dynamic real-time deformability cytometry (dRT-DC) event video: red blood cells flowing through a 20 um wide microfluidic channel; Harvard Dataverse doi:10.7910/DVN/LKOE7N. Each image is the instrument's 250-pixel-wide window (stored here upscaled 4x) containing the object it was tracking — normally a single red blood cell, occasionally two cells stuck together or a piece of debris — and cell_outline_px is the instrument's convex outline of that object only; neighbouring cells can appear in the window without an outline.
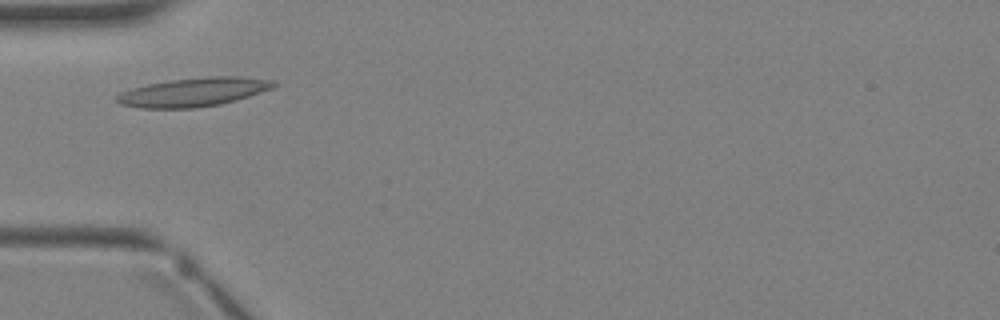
{"species": "Egyptian fruit bat (a non-hibernating species)", "species_latin": "Rousettus aegyptiacus", "temperature_condition": "warm", "stored_images_in_passage": 2, "camera_frame_rate_fps": 3000, "um_per_image_px": 0.085, "animal": {"sex": "female"}, "frame": {"image": 1, "passage_image": 2, "time_ms": 1.0, "image_size_px": [1000, 320], "cell_outline_px": [[280, 84], [272, 88], [236, 100], [220, 104], [192, 108], [140, 108], [120, 104], [116, 100], [116, 96], [120, 92], [132, 88], [148, 84], [172, 80], [208, 76], [244, 76], [272, 80]], "centroid_in_image_um": [16.46, 7.82], "position_along_channel_um": 68.5, "area_um2": 26.24}}